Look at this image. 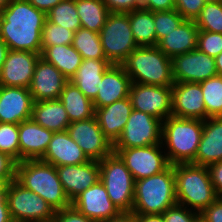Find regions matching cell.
Masks as SVG:
<instances>
[{
  "mask_svg": "<svg viewBox=\"0 0 222 222\" xmlns=\"http://www.w3.org/2000/svg\"><path fill=\"white\" fill-rule=\"evenodd\" d=\"M222 161V117L203 120V133L192 164L208 167Z\"/></svg>",
  "mask_w": 222,
  "mask_h": 222,
  "instance_id": "d4e9b609",
  "label": "cell"
},
{
  "mask_svg": "<svg viewBox=\"0 0 222 222\" xmlns=\"http://www.w3.org/2000/svg\"><path fill=\"white\" fill-rule=\"evenodd\" d=\"M41 57L54 65L69 81L75 75L82 62L81 54L71 45L46 47Z\"/></svg>",
  "mask_w": 222,
  "mask_h": 222,
  "instance_id": "f546056e",
  "label": "cell"
},
{
  "mask_svg": "<svg viewBox=\"0 0 222 222\" xmlns=\"http://www.w3.org/2000/svg\"><path fill=\"white\" fill-rule=\"evenodd\" d=\"M70 123L90 119L95 114L93 101L86 97L71 81H68L60 94Z\"/></svg>",
  "mask_w": 222,
  "mask_h": 222,
  "instance_id": "f1b7e54d",
  "label": "cell"
},
{
  "mask_svg": "<svg viewBox=\"0 0 222 222\" xmlns=\"http://www.w3.org/2000/svg\"><path fill=\"white\" fill-rule=\"evenodd\" d=\"M207 0H177L175 9L185 20H196Z\"/></svg>",
  "mask_w": 222,
  "mask_h": 222,
  "instance_id": "b9f144b4",
  "label": "cell"
},
{
  "mask_svg": "<svg viewBox=\"0 0 222 222\" xmlns=\"http://www.w3.org/2000/svg\"><path fill=\"white\" fill-rule=\"evenodd\" d=\"M199 29L194 20H184L163 37L157 47L171 59L179 54L190 52L197 48Z\"/></svg>",
  "mask_w": 222,
  "mask_h": 222,
  "instance_id": "484cf974",
  "label": "cell"
},
{
  "mask_svg": "<svg viewBox=\"0 0 222 222\" xmlns=\"http://www.w3.org/2000/svg\"><path fill=\"white\" fill-rule=\"evenodd\" d=\"M206 119L211 117H222V77L213 76L200 82Z\"/></svg>",
  "mask_w": 222,
  "mask_h": 222,
  "instance_id": "e575fe53",
  "label": "cell"
},
{
  "mask_svg": "<svg viewBox=\"0 0 222 222\" xmlns=\"http://www.w3.org/2000/svg\"><path fill=\"white\" fill-rule=\"evenodd\" d=\"M16 180L42 197L55 211L71 205L52 164L40 159L22 160L16 164Z\"/></svg>",
  "mask_w": 222,
  "mask_h": 222,
  "instance_id": "5b68a950",
  "label": "cell"
},
{
  "mask_svg": "<svg viewBox=\"0 0 222 222\" xmlns=\"http://www.w3.org/2000/svg\"><path fill=\"white\" fill-rule=\"evenodd\" d=\"M81 27L99 33L110 11L102 0H76Z\"/></svg>",
  "mask_w": 222,
  "mask_h": 222,
  "instance_id": "1f68e13d",
  "label": "cell"
},
{
  "mask_svg": "<svg viewBox=\"0 0 222 222\" xmlns=\"http://www.w3.org/2000/svg\"><path fill=\"white\" fill-rule=\"evenodd\" d=\"M52 222H95L78 211L73 205L56 210Z\"/></svg>",
  "mask_w": 222,
  "mask_h": 222,
  "instance_id": "7bdbcfd3",
  "label": "cell"
},
{
  "mask_svg": "<svg viewBox=\"0 0 222 222\" xmlns=\"http://www.w3.org/2000/svg\"><path fill=\"white\" fill-rule=\"evenodd\" d=\"M200 213L176 204L169 207L164 213L165 222H195Z\"/></svg>",
  "mask_w": 222,
  "mask_h": 222,
  "instance_id": "60d3db41",
  "label": "cell"
},
{
  "mask_svg": "<svg viewBox=\"0 0 222 222\" xmlns=\"http://www.w3.org/2000/svg\"><path fill=\"white\" fill-rule=\"evenodd\" d=\"M195 222H207L202 216H198L195 220Z\"/></svg>",
  "mask_w": 222,
  "mask_h": 222,
  "instance_id": "680465c9",
  "label": "cell"
},
{
  "mask_svg": "<svg viewBox=\"0 0 222 222\" xmlns=\"http://www.w3.org/2000/svg\"><path fill=\"white\" fill-rule=\"evenodd\" d=\"M195 22L199 30L222 34V2L207 1Z\"/></svg>",
  "mask_w": 222,
  "mask_h": 222,
  "instance_id": "d590c367",
  "label": "cell"
},
{
  "mask_svg": "<svg viewBox=\"0 0 222 222\" xmlns=\"http://www.w3.org/2000/svg\"><path fill=\"white\" fill-rule=\"evenodd\" d=\"M68 81L54 65L40 57L36 63L29 87L33 102L59 99Z\"/></svg>",
  "mask_w": 222,
  "mask_h": 222,
  "instance_id": "d6986e66",
  "label": "cell"
},
{
  "mask_svg": "<svg viewBox=\"0 0 222 222\" xmlns=\"http://www.w3.org/2000/svg\"><path fill=\"white\" fill-rule=\"evenodd\" d=\"M129 97L134 110L147 113L162 122L172 115V86L132 82Z\"/></svg>",
  "mask_w": 222,
  "mask_h": 222,
  "instance_id": "7c38bea8",
  "label": "cell"
},
{
  "mask_svg": "<svg viewBox=\"0 0 222 222\" xmlns=\"http://www.w3.org/2000/svg\"><path fill=\"white\" fill-rule=\"evenodd\" d=\"M133 83L172 86V59L157 46H138L121 63Z\"/></svg>",
  "mask_w": 222,
  "mask_h": 222,
  "instance_id": "3957f363",
  "label": "cell"
},
{
  "mask_svg": "<svg viewBox=\"0 0 222 222\" xmlns=\"http://www.w3.org/2000/svg\"><path fill=\"white\" fill-rule=\"evenodd\" d=\"M172 115L180 118L206 120L200 83L175 82L172 85Z\"/></svg>",
  "mask_w": 222,
  "mask_h": 222,
  "instance_id": "ac0fdd59",
  "label": "cell"
},
{
  "mask_svg": "<svg viewBox=\"0 0 222 222\" xmlns=\"http://www.w3.org/2000/svg\"><path fill=\"white\" fill-rule=\"evenodd\" d=\"M67 132L90 160H103L113 152V144L104 136L95 116L70 123Z\"/></svg>",
  "mask_w": 222,
  "mask_h": 222,
  "instance_id": "4fadbf2b",
  "label": "cell"
},
{
  "mask_svg": "<svg viewBox=\"0 0 222 222\" xmlns=\"http://www.w3.org/2000/svg\"><path fill=\"white\" fill-rule=\"evenodd\" d=\"M208 171L216 194L222 196V161L209 165Z\"/></svg>",
  "mask_w": 222,
  "mask_h": 222,
  "instance_id": "7dc6e473",
  "label": "cell"
},
{
  "mask_svg": "<svg viewBox=\"0 0 222 222\" xmlns=\"http://www.w3.org/2000/svg\"><path fill=\"white\" fill-rule=\"evenodd\" d=\"M137 222H165L163 214H136Z\"/></svg>",
  "mask_w": 222,
  "mask_h": 222,
  "instance_id": "f907efd6",
  "label": "cell"
},
{
  "mask_svg": "<svg viewBox=\"0 0 222 222\" xmlns=\"http://www.w3.org/2000/svg\"><path fill=\"white\" fill-rule=\"evenodd\" d=\"M177 204L174 165L161 173L135 181L132 212L163 214Z\"/></svg>",
  "mask_w": 222,
  "mask_h": 222,
  "instance_id": "8992f818",
  "label": "cell"
},
{
  "mask_svg": "<svg viewBox=\"0 0 222 222\" xmlns=\"http://www.w3.org/2000/svg\"><path fill=\"white\" fill-rule=\"evenodd\" d=\"M40 160L55 167L79 165L90 161L67 130L54 132L46 152Z\"/></svg>",
  "mask_w": 222,
  "mask_h": 222,
  "instance_id": "44dd1931",
  "label": "cell"
},
{
  "mask_svg": "<svg viewBox=\"0 0 222 222\" xmlns=\"http://www.w3.org/2000/svg\"><path fill=\"white\" fill-rule=\"evenodd\" d=\"M16 164L13 158L0 152V178L16 179Z\"/></svg>",
  "mask_w": 222,
  "mask_h": 222,
  "instance_id": "f6af8a7d",
  "label": "cell"
},
{
  "mask_svg": "<svg viewBox=\"0 0 222 222\" xmlns=\"http://www.w3.org/2000/svg\"><path fill=\"white\" fill-rule=\"evenodd\" d=\"M133 110L130 97L123 98L102 108L95 109L94 116L104 136L114 144L128 121Z\"/></svg>",
  "mask_w": 222,
  "mask_h": 222,
  "instance_id": "cb8c5ba5",
  "label": "cell"
},
{
  "mask_svg": "<svg viewBox=\"0 0 222 222\" xmlns=\"http://www.w3.org/2000/svg\"><path fill=\"white\" fill-rule=\"evenodd\" d=\"M0 222H13L6 198L0 199Z\"/></svg>",
  "mask_w": 222,
  "mask_h": 222,
  "instance_id": "f5cc1de1",
  "label": "cell"
},
{
  "mask_svg": "<svg viewBox=\"0 0 222 222\" xmlns=\"http://www.w3.org/2000/svg\"><path fill=\"white\" fill-rule=\"evenodd\" d=\"M39 53L8 50L0 70V85L29 88Z\"/></svg>",
  "mask_w": 222,
  "mask_h": 222,
  "instance_id": "9a60e30c",
  "label": "cell"
},
{
  "mask_svg": "<svg viewBox=\"0 0 222 222\" xmlns=\"http://www.w3.org/2000/svg\"><path fill=\"white\" fill-rule=\"evenodd\" d=\"M142 8L152 12L170 11L175 9L173 0H142Z\"/></svg>",
  "mask_w": 222,
  "mask_h": 222,
  "instance_id": "c3c4849f",
  "label": "cell"
},
{
  "mask_svg": "<svg viewBox=\"0 0 222 222\" xmlns=\"http://www.w3.org/2000/svg\"><path fill=\"white\" fill-rule=\"evenodd\" d=\"M13 222H52L55 210L42 197L12 180L6 193Z\"/></svg>",
  "mask_w": 222,
  "mask_h": 222,
  "instance_id": "9c48e42d",
  "label": "cell"
},
{
  "mask_svg": "<svg viewBox=\"0 0 222 222\" xmlns=\"http://www.w3.org/2000/svg\"><path fill=\"white\" fill-rule=\"evenodd\" d=\"M71 205L95 222H106L120 213L100 180L79 194Z\"/></svg>",
  "mask_w": 222,
  "mask_h": 222,
  "instance_id": "2e32d148",
  "label": "cell"
},
{
  "mask_svg": "<svg viewBox=\"0 0 222 222\" xmlns=\"http://www.w3.org/2000/svg\"><path fill=\"white\" fill-rule=\"evenodd\" d=\"M29 88L0 85V122L19 124L32 116Z\"/></svg>",
  "mask_w": 222,
  "mask_h": 222,
  "instance_id": "ffe728a7",
  "label": "cell"
},
{
  "mask_svg": "<svg viewBox=\"0 0 222 222\" xmlns=\"http://www.w3.org/2000/svg\"><path fill=\"white\" fill-rule=\"evenodd\" d=\"M20 162L22 160L41 159L54 132L40 126L33 119L18 124Z\"/></svg>",
  "mask_w": 222,
  "mask_h": 222,
  "instance_id": "7402d4cb",
  "label": "cell"
},
{
  "mask_svg": "<svg viewBox=\"0 0 222 222\" xmlns=\"http://www.w3.org/2000/svg\"><path fill=\"white\" fill-rule=\"evenodd\" d=\"M11 0H0V12L5 9Z\"/></svg>",
  "mask_w": 222,
  "mask_h": 222,
  "instance_id": "6f0895ef",
  "label": "cell"
},
{
  "mask_svg": "<svg viewBox=\"0 0 222 222\" xmlns=\"http://www.w3.org/2000/svg\"><path fill=\"white\" fill-rule=\"evenodd\" d=\"M31 119L52 132L65 131L70 124L67 112L59 99L33 102Z\"/></svg>",
  "mask_w": 222,
  "mask_h": 222,
  "instance_id": "83f0119b",
  "label": "cell"
},
{
  "mask_svg": "<svg viewBox=\"0 0 222 222\" xmlns=\"http://www.w3.org/2000/svg\"><path fill=\"white\" fill-rule=\"evenodd\" d=\"M134 40L138 46H156L154 12L144 8L129 12Z\"/></svg>",
  "mask_w": 222,
  "mask_h": 222,
  "instance_id": "4dcf8cb0",
  "label": "cell"
},
{
  "mask_svg": "<svg viewBox=\"0 0 222 222\" xmlns=\"http://www.w3.org/2000/svg\"><path fill=\"white\" fill-rule=\"evenodd\" d=\"M56 171L70 202L100 179V167L97 160H90L79 165L59 166L56 167Z\"/></svg>",
  "mask_w": 222,
  "mask_h": 222,
  "instance_id": "e0dca14e",
  "label": "cell"
},
{
  "mask_svg": "<svg viewBox=\"0 0 222 222\" xmlns=\"http://www.w3.org/2000/svg\"><path fill=\"white\" fill-rule=\"evenodd\" d=\"M14 179L0 178V199L6 198V193L10 182Z\"/></svg>",
  "mask_w": 222,
  "mask_h": 222,
  "instance_id": "db71d44e",
  "label": "cell"
},
{
  "mask_svg": "<svg viewBox=\"0 0 222 222\" xmlns=\"http://www.w3.org/2000/svg\"><path fill=\"white\" fill-rule=\"evenodd\" d=\"M203 120L169 116L162 122V146L171 165L195 160Z\"/></svg>",
  "mask_w": 222,
  "mask_h": 222,
  "instance_id": "7a4b0ae2",
  "label": "cell"
},
{
  "mask_svg": "<svg viewBox=\"0 0 222 222\" xmlns=\"http://www.w3.org/2000/svg\"><path fill=\"white\" fill-rule=\"evenodd\" d=\"M35 8L47 13L62 0H28Z\"/></svg>",
  "mask_w": 222,
  "mask_h": 222,
  "instance_id": "681fc988",
  "label": "cell"
},
{
  "mask_svg": "<svg viewBox=\"0 0 222 222\" xmlns=\"http://www.w3.org/2000/svg\"><path fill=\"white\" fill-rule=\"evenodd\" d=\"M132 174L134 181L166 170L169 163L162 144L135 148H113Z\"/></svg>",
  "mask_w": 222,
  "mask_h": 222,
  "instance_id": "30bf717a",
  "label": "cell"
},
{
  "mask_svg": "<svg viewBox=\"0 0 222 222\" xmlns=\"http://www.w3.org/2000/svg\"><path fill=\"white\" fill-rule=\"evenodd\" d=\"M107 59H83L70 81L89 99L98 93L103 74L112 66Z\"/></svg>",
  "mask_w": 222,
  "mask_h": 222,
  "instance_id": "4316f807",
  "label": "cell"
},
{
  "mask_svg": "<svg viewBox=\"0 0 222 222\" xmlns=\"http://www.w3.org/2000/svg\"><path fill=\"white\" fill-rule=\"evenodd\" d=\"M72 46L82 59H106L99 33L80 27L74 32Z\"/></svg>",
  "mask_w": 222,
  "mask_h": 222,
  "instance_id": "d6a6232c",
  "label": "cell"
},
{
  "mask_svg": "<svg viewBox=\"0 0 222 222\" xmlns=\"http://www.w3.org/2000/svg\"><path fill=\"white\" fill-rule=\"evenodd\" d=\"M174 174L177 204L201 213L219 197L207 167L178 163L174 164Z\"/></svg>",
  "mask_w": 222,
  "mask_h": 222,
  "instance_id": "277c9868",
  "label": "cell"
},
{
  "mask_svg": "<svg viewBox=\"0 0 222 222\" xmlns=\"http://www.w3.org/2000/svg\"><path fill=\"white\" fill-rule=\"evenodd\" d=\"M46 19L55 25H61L74 32L81 27L76 0H62L46 13Z\"/></svg>",
  "mask_w": 222,
  "mask_h": 222,
  "instance_id": "836d02e7",
  "label": "cell"
},
{
  "mask_svg": "<svg viewBox=\"0 0 222 222\" xmlns=\"http://www.w3.org/2000/svg\"><path fill=\"white\" fill-rule=\"evenodd\" d=\"M207 222H222V197H218L210 206L201 213Z\"/></svg>",
  "mask_w": 222,
  "mask_h": 222,
  "instance_id": "bcb514c9",
  "label": "cell"
},
{
  "mask_svg": "<svg viewBox=\"0 0 222 222\" xmlns=\"http://www.w3.org/2000/svg\"><path fill=\"white\" fill-rule=\"evenodd\" d=\"M8 51L6 43L0 38V70L5 61V57Z\"/></svg>",
  "mask_w": 222,
  "mask_h": 222,
  "instance_id": "11a10c76",
  "label": "cell"
},
{
  "mask_svg": "<svg viewBox=\"0 0 222 222\" xmlns=\"http://www.w3.org/2000/svg\"><path fill=\"white\" fill-rule=\"evenodd\" d=\"M99 35L106 59L114 65H121L138 47L131 30L129 13H110Z\"/></svg>",
  "mask_w": 222,
  "mask_h": 222,
  "instance_id": "ba28073f",
  "label": "cell"
},
{
  "mask_svg": "<svg viewBox=\"0 0 222 222\" xmlns=\"http://www.w3.org/2000/svg\"><path fill=\"white\" fill-rule=\"evenodd\" d=\"M131 78L121 65H112L102 77L97 96L92 100L94 109L102 108L127 98L130 94Z\"/></svg>",
  "mask_w": 222,
  "mask_h": 222,
  "instance_id": "603a6c76",
  "label": "cell"
},
{
  "mask_svg": "<svg viewBox=\"0 0 222 222\" xmlns=\"http://www.w3.org/2000/svg\"><path fill=\"white\" fill-rule=\"evenodd\" d=\"M174 82L200 83L217 75L215 58L198 48L172 58Z\"/></svg>",
  "mask_w": 222,
  "mask_h": 222,
  "instance_id": "5bb4252c",
  "label": "cell"
},
{
  "mask_svg": "<svg viewBox=\"0 0 222 222\" xmlns=\"http://www.w3.org/2000/svg\"><path fill=\"white\" fill-rule=\"evenodd\" d=\"M106 222H137L134 212H120L117 216Z\"/></svg>",
  "mask_w": 222,
  "mask_h": 222,
  "instance_id": "816d5d0a",
  "label": "cell"
},
{
  "mask_svg": "<svg viewBox=\"0 0 222 222\" xmlns=\"http://www.w3.org/2000/svg\"><path fill=\"white\" fill-rule=\"evenodd\" d=\"M100 181L120 212H132L135 181L121 158L112 152L99 161Z\"/></svg>",
  "mask_w": 222,
  "mask_h": 222,
  "instance_id": "52a82bcc",
  "label": "cell"
},
{
  "mask_svg": "<svg viewBox=\"0 0 222 222\" xmlns=\"http://www.w3.org/2000/svg\"><path fill=\"white\" fill-rule=\"evenodd\" d=\"M110 13H129L142 8V0H102Z\"/></svg>",
  "mask_w": 222,
  "mask_h": 222,
  "instance_id": "ee69618b",
  "label": "cell"
},
{
  "mask_svg": "<svg viewBox=\"0 0 222 222\" xmlns=\"http://www.w3.org/2000/svg\"><path fill=\"white\" fill-rule=\"evenodd\" d=\"M197 48L215 58L222 52V34L199 30Z\"/></svg>",
  "mask_w": 222,
  "mask_h": 222,
  "instance_id": "ab89813d",
  "label": "cell"
},
{
  "mask_svg": "<svg viewBox=\"0 0 222 222\" xmlns=\"http://www.w3.org/2000/svg\"><path fill=\"white\" fill-rule=\"evenodd\" d=\"M74 31L61 25H55L47 19L41 34V52L49 46L71 45L73 43Z\"/></svg>",
  "mask_w": 222,
  "mask_h": 222,
  "instance_id": "8d00e7d4",
  "label": "cell"
},
{
  "mask_svg": "<svg viewBox=\"0 0 222 222\" xmlns=\"http://www.w3.org/2000/svg\"><path fill=\"white\" fill-rule=\"evenodd\" d=\"M157 144H162V121L133 109L113 148H135Z\"/></svg>",
  "mask_w": 222,
  "mask_h": 222,
  "instance_id": "8fae6325",
  "label": "cell"
},
{
  "mask_svg": "<svg viewBox=\"0 0 222 222\" xmlns=\"http://www.w3.org/2000/svg\"><path fill=\"white\" fill-rule=\"evenodd\" d=\"M185 19L176 10L154 12V24L157 43L167 36L173 29H176Z\"/></svg>",
  "mask_w": 222,
  "mask_h": 222,
  "instance_id": "f35d334b",
  "label": "cell"
},
{
  "mask_svg": "<svg viewBox=\"0 0 222 222\" xmlns=\"http://www.w3.org/2000/svg\"><path fill=\"white\" fill-rule=\"evenodd\" d=\"M215 64H216L217 75H220L222 77V52L215 57Z\"/></svg>",
  "mask_w": 222,
  "mask_h": 222,
  "instance_id": "9f6ffc18",
  "label": "cell"
},
{
  "mask_svg": "<svg viewBox=\"0 0 222 222\" xmlns=\"http://www.w3.org/2000/svg\"><path fill=\"white\" fill-rule=\"evenodd\" d=\"M46 13L28 0H11L0 12V38L8 50H20L41 55V34Z\"/></svg>",
  "mask_w": 222,
  "mask_h": 222,
  "instance_id": "6da1fadb",
  "label": "cell"
},
{
  "mask_svg": "<svg viewBox=\"0 0 222 222\" xmlns=\"http://www.w3.org/2000/svg\"><path fill=\"white\" fill-rule=\"evenodd\" d=\"M0 152L20 162L18 124L0 122Z\"/></svg>",
  "mask_w": 222,
  "mask_h": 222,
  "instance_id": "74e56055",
  "label": "cell"
}]
</instances>
